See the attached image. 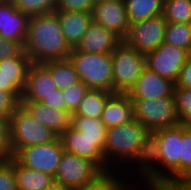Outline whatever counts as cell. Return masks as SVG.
<instances>
[{
	"label": "cell",
	"mask_w": 191,
	"mask_h": 190,
	"mask_svg": "<svg viewBox=\"0 0 191 190\" xmlns=\"http://www.w3.org/2000/svg\"><path fill=\"white\" fill-rule=\"evenodd\" d=\"M190 55L185 49L163 42L156 50L145 55L146 67L176 83L181 69Z\"/></svg>",
	"instance_id": "8fae6325"
},
{
	"label": "cell",
	"mask_w": 191,
	"mask_h": 190,
	"mask_svg": "<svg viewBox=\"0 0 191 190\" xmlns=\"http://www.w3.org/2000/svg\"><path fill=\"white\" fill-rule=\"evenodd\" d=\"M166 25L163 14L132 23L123 42L140 54L146 55L164 42Z\"/></svg>",
	"instance_id": "ba28073f"
},
{
	"label": "cell",
	"mask_w": 191,
	"mask_h": 190,
	"mask_svg": "<svg viewBox=\"0 0 191 190\" xmlns=\"http://www.w3.org/2000/svg\"><path fill=\"white\" fill-rule=\"evenodd\" d=\"M175 190H191V171L174 187Z\"/></svg>",
	"instance_id": "b9f144b4"
},
{
	"label": "cell",
	"mask_w": 191,
	"mask_h": 190,
	"mask_svg": "<svg viewBox=\"0 0 191 190\" xmlns=\"http://www.w3.org/2000/svg\"><path fill=\"white\" fill-rule=\"evenodd\" d=\"M123 41L113 32L92 22L82 39L73 49L84 53H111Z\"/></svg>",
	"instance_id": "ac0fdd59"
},
{
	"label": "cell",
	"mask_w": 191,
	"mask_h": 190,
	"mask_svg": "<svg viewBox=\"0 0 191 190\" xmlns=\"http://www.w3.org/2000/svg\"><path fill=\"white\" fill-rule=\"evenodd\" d=\"M57 89L49 71L42 64L32 63L27 71L21 102H41Z\"/></svg>",
	"instance_id": "e0dca14e"
},
{
	"label": "cell",
	"mask_w": 191,
	"mask_h": 190,
	"mask_svg": "<svg viewBox=\"0 0 191 190\" xmlns=\"http://www.w3.org/2000/svg\"><path fill=\"white\" fill-rule=\"evenodd\" d=\"M166 190H175L174 188H167Z\"/></svg>",
	"instance_id": "ee69618b"
},
{
	"label": "cell",
	"mask_w": 191,
	"mask_h": 190,
	"mask_svg": "<svg viewBox=\"0 0 191 190\" xmlns=\"http://www.w3.org/2000/svg\"><path fill=\"white\" fill-rule=\"evenodd\" d=\"M22 13L30 16L50 14L55 11L56 0H11Z\"/></svg>",
	"instance_id": "4dcf8cb0"
},
{
	"label": "cell",
	"mask_w": 191,
	"mask_h": 190,
	"mask_svg": "<svg viewBox=\"0 0 191 190\" xmlns=\"http://www.w3.org/2000/svg\"><path fill=\"white\" fill-rule=\"evenodd\" d=\"M68 59L78 73L79 79L89 89L113 92L111 53L92 54L72 49Z\"/></svg>",
	"instance_id": "277c9868"
},
{
	"label": "cell",
	"mask_w": 191,
	"mask_h": 190,
	"mask_svg": "<svg viewBox=\"0 0 191 190\" xmlns=\"http://www.w3.org/2000/svg\"><path fill=\"white\" fill-rule=\"evenodd\" d=\"M150 135L136 119L107 129L104 146L107 171L141 173L150 152Z\"/></svg>",
	"instance_id": "6da1fadb"
},
{
	"label": "cell",
	"mask_w": 191,
	"mask_h": 190,
	"mask_svg": "<svg viewBox=\"0 0 191 190\" xmlns=\"http://www.w3.org/2000/svg\"><path fill=\"white\" fill-rule=\"evenodd\" d=\"M102 171L90 160L64 151L57 167L54 182L76 189L93 181Z\"/></svg>",
	"instance_id": "30bf717a"
},
{
	"label": "cell",
	"mask_w": 191,
	"mask_h": 190,
	"mask_svg": "<svg viewBox=\"0 0 191 190\" xmlns=\"http://www.w3.org/2000/svg\"><path fill=\"white\" fill-rule=\"evenodd\" d=\"M88 90L87 85L81 80L68 89L63 90L62 94L65 100L66 111L71 115L74 114Z\"/></svg>",
	"instance_id": "1f68e13d"
},
{
	"label": "cell",
	"mask_w": 191,
	"mask_h": 190,
	"mask_svg": "<svg viewBox=\"0 0 191 190\" xmlns=\"http://www.w3.org/2000/svg\"><path fill=\"white\" fill-rule=\"evenodd\" d=\"M133 119L139 121L150 132L179 125L175 98L131 100Z\"/></svg>",
	"instance_id": "52a82bcc"
},
{
	"label": "cell",
	"mask_w": 191,
	"mask_h": 190,
	"mask_svg": "<svg viewBox=\"0 0 191 190\" xmlns=\"http://www.w3.org/2000/svg\"><path fill=\"white\" fill-rule=\"evenodd\" d=\"M13 157L10 140V118L0 116V159L9 160Z\"/></svg>",
	"instance_id": "e575fe53"
},
{
	"label": "cell",
	"mask_w": 191,
	"mask_h": 190,
	"mask_svg": "<svg viewBox=\"0 0 191 190\" xmlns=\"http://www.w3.org/2000/svg\"><path fill=\"white\" fill-rule=\"evenodd\" d=\"M16 56H28L24 52V46L20 42L2 39L0 37V61Z\"/></svg>",
	"instance_id": "f35d334b"
},
{
	"label": "cell",
	"mask_w": 191,
	"mask_h": 190,
	"mask_svg": "<svg viewBox=\"0 0 191 190\" xmlns=\"http://www.w3.org/2000/svg\"><path fill=\"white\" fill-rule=\"evenodd\" d=\"M91 17L93 22L113 32L122 41L125 39L130 23L124 1L96 0Z\"/></svg>",
	"instance_id": "4fadbf2b"
},
{
	"label": "cell",
	"mask_w": 191,
	"mask_h": 190,
	"mask_svg": "<svg viewBox=\"0 0 191 190\" xmlns=\"http://www.w3.org/2000/svg\"><path fill=\"white\" fill-rule=\"evenodd\" d=\"M164 43L185 49L191 54V23L167 22Z\"/></svg>",
	"instance_id": "4316f807"
},
{
	"label": "cell",
	"mask_w": 191,
	"mask_h": 190,
	"mask_svg": "<svg viewBox=\"0 0 191 190\" xmlns=\"http://www.w3.org/2000/svg\"><path fill=\"white\" fill-rule=\"evenodd\" d=\"M175 83L163 78L147 67L141 73L136 84L127 92L130 100L157 99L174 97Z\"/></svg>",
	"instance_id": "5bb4252c"
},
{
	"label": "cell",
	"mask_w": 191,
	"mask_h": 190,
	"mask_svg": "<svg viewBox=\"0 0 191 190\" xmlns=\"http://www.w3.org/2000/svg\"><path fill=\"white\" fill-rule=\"evenodd\" d=\"M130 24L163 14L164 0H124Z\"/></svg>",
	"instance_id": "603a6c76"
},
{
	"label": "cell",
	"mask_w": 191,
	"mask_h": 190,
	"mask_svg": "<svg viewBox=\"0 0 191 190\" xmlns=\"http://www.w3.org/2000/svg\"><path fill=\"white\" fill-rule=\"evenodd\" d=\"M175 86H181L187 89H191V55L188 57L185 65L181 69L178 80Z\"/></svg>",
	"instance_id": "60d3db41"
},
{
	"label": "cell",
	"mask_w": 191,
	"mask_h": 190,
	"mask_svg": "<svg viewBox=\"0 0 191 190\" xmlns=\"http://www.w3.org/2000/svg\"><path fill=\"white\" fill-rule=\"evenodd\" d=\"M21 105L38 123L51 129L58 137L71 126L68 111L46 106L41 102H21Z\"/></svg>",
	"instance_id": "d6986e66"
},
{
	"label": "cell",
	"mask_w": 191,
	"mask_h": 190,
	"mask_svg": "<svg viewBox=\"0 0 191 190\" xmlns=\"http://www.w3.org/2000/svg\"><path fill=\"white\" fill-rule=\"evenodd\" d=\"M96 0H56L55 11L91 13Z\"/></svg>",
	"instance_id": "d590c367"
},
{
	"label": "cell",
	"mask_w": 191,
	"mask_h": 190,
	"mask_svg": "<svg viewBox=\"0 0 191 190\" xmlns=\"http://www.w3.org/2000/svg\"><path fill=\"white\" fill-rule=\"evenodd\" d=\"M22 94H11L0 90V116L10 118V116L21 105Z\"/></svg>",
	"instance_id": "8d00e7d4"
},
{
	"label": "cell",
	"mask_w": 191,
	"mask_h": 190,
	"mask_svg": "<svg viewBox=\"0 0 191 190\" xmlns=\"http://www.w3.org/2000/svg\"><path fill=\"white\" fill-rule=\"evenodd\" d=\"M7 161L14 168L17 190H44L54 182L52 176L22 166L14 157Z\"/></svg>",
	"instance_id": "7402d4cb"
},
{
	"label": "cell",
	"mask_w": 191,
	"mask_h": 190,
	"mask_svg": "<svg viewBox=\"0 0 191 190\" xmlns=\"http://www.w3.org/2000/svg\"><path fill=\"white\" fill-rule=\"evenodd\" d=\"M133 120V105L127 93H113L107 100L101 121L107 129Z\"/></svg>",
	"instance_id": "ffe728a7"
},
{
	"label": "cell",
	"mask_w": 191,
	"mask_h": 190,
	"mask_svg": "<svg viewBox=\"0 0 191 190\" xmlns=\"http://www.w3.org/2000/svg\"><path fill=\"white\" fill-rule=\"evenodd\" d=\"M32 64L29 56H16L0 61V90L11 94H22L27 71Z\"/></svg>",
	"instance_id": "2e32d148"
},
{
	"label": "cell",
	"mask_w": 191,
	"mask_h": 190,
	"mask_svg": "<svg viewBox=\"0 0 191 190\" xmlns=\"http://www.w3.org/2000/svg\"><path fill=\"white\" fill-rule=\"evenodd\" d=\"M0 190H17L14 168L7 160L0 162Z\"/></svg>",
	"instance_id": "74e56055"
},
{
	"label": "cell",
	"mask_w": 191,
	"mask_h": 190,
	"mask_svg": "<svg viewBox=\"0 0 191 190\" xmlns=\"http://www.w3.org/2000/svg\"><path fill=\"white\" fill-rule=\"evenodd\" d=\"M57 138L58 136L51 129L33 119L22 105L10 116V140L13 156L24 147L45 144Z\"/></svg>",
	"instance_id": "5b68a950"
},
{
	"label": "cell",
	"mask_w": 191,
	"mask_h": 190,
	"mask_svg": "<svg viewBox=\"0 0 191 190\" xmlns=\"http://www.w3.org/2000/svg\"><path fill=\"white\" fill-rule=\"evenodd\" d=\"M59 137L64 151L92 161L102 172L107 171L104 157L106 138H89L72 126Z\"/></svg>",
	"instance_id": "7c38bea8"
},
{
	"label": "cell",
	"mask_w": 191,
	"mask_h": 190,
	"mask_svg": "<svg viewBox=\"0 0 191 190\" xmlns=\"http://www.w3.org/2000/svg\"><path fill=\"white\" fill-rule=\"evenodd\" d=\"M42 65L49 71L54 83L61 91L80 81L78 73L69 59L48 61Z\"/></svg>",
	"instance_id": "d4e9b609"
},
{
	"label": "cell",
	"mask_w": 191,
	"mask_h": 190,
	"mask_svg": "<svg viewBox=\"0 0 191 190\" xmlns=\"http://www.w3.org/2000/svg\"><path fill=\"white\" fill-rule=\"evenodd\" d=\"M41 103L48 107L66 111L65 100L62 91L57 89L55 93L45 97Z\"/></svg>",
	"instance_id": "ab89813d"
},
{
	"label": "cell",
	"mask_w": 191,
	"mask_h": 190,
	"mask_svg": "<svg viewBox=\"0 0 191 190\" xmlns=\"http://www.w3.org/2000/svg\"><path fill=\"white\" fill-rule=\"evenodd\" d=\"M29 16L18 10L11 0H0V37L25 44Z\"/></svg>",
	"instance_id": "9a60e30c"
},
{
	"label": "cell",
	"mask_w": 191,
	"mask_h": 190,
	"mask_svg": "<svg viewBox=\"0 0 191 190\" xmlns=\"http://www.w3.org/2000/svg\"><path fill=\"white\" fill-rule=\"evenodd\" d=\"M159 179L141 173H122L115 181L113 190H166Z\"/></svg>",
	"instance_id": "484cf974"
},
{
	"label": "cell",
	"mask_w": 191,
	"mask_h": 190,
	"mask_svg": "<svg viewBox=\"0 0 191 190\" xmlns=\"http://www.w3.org/2000/svg\"><path fill=\"white\" fill-rule=\"evenodd\" d=\"M163 16L169 23H191V0H164Z\"/></svg>",
	"instance_id": "83f0119b"
},
{
	"label": "cell",
	"mask_w": 191,
	"mask_h": 190,
	"mask_svg": "<svg viewBox=\"0 0 191 190\" xmlns=\"http://www.w3.org/2000/svg\"><path fill=\"white\" fill-rule=\"evenodd\" d=\"M58 15L62 32L68 43L75 47L93 22L91 13L54 11Z\"/></svg>",
	"instance_id": "44dd1931"
},
{
	"label": "cell",
	"mask_w": 191,
	"mask_h": 190,
	"mask_svg": "<svg viewBox=\"0 0 191 190\" xmlns=\"http://www.w3.org/2000/svg\"><path fill=\"white\" fill-rule=\"evenodd\" d=\"M114 93H127L146 68L145 55L122 42L111 52Z\"/></svg>",
	"instance_id": "8992f818"
},
{
	"label": "cell",
	"mask_w": 191,
	"mask_h": 190,
	"mask_svg": "<svg viewBox=\"0 0 191 190\" xmlns=\"http://www.w3.org/2000/svg\"><path fill=\"white\" fill-rule=\"evenodd\" d=\"M71 126L89 138H106L107 135V128L101 121V118L72 116Z\"/></svg>",
	"instance_id": "f1b7e54d"
},
{
	"label": "cell",
	"mask_w": 191,
	"mask_h": 190,
	"mask_svg": "<svg viewBox=\"0 0 191 190\" xmlns=\"http://www.w3.org/2000/svg\"><path fill=\"white\" fill-rule=\"evenodd\" d=\"M44 190H73V189L64 187L62 184L53 182L49 187H47Z\"/></svg>",
	"instance_id": "7bdbcfd3"
},
{
	"label": "cell",
	"mask_w": 191,
	"mask_h": 190,
	"mask_svg": "<svg viewBox=\"0 0 191 190\" xmlns=\"http://www.w3.org/2000/svg\"><path fill=\"white\" fill-rule=\"evenodd\" d=\"M173 95L179 124L191 126V89L175 86Z\"/></svg>",
	"instance_id": "f546056e"
},
{
	"label": "cell",
	"mask_w": 191,
	"mask_h": 190,
	"mask_svg": "<svg viewBox=\"0 0 191 190\" xmlns=\"http://www.w3.org/2000/svg\"><path fill=\"white\" fill-rule=\"evenodd\" d=\"M181 143L180 124L151 132L150 152L141 174L174 188L181 181Z\"/></svg>",
	"instance_id": "7a4b0ae2"
},
{
	"label": "cell",
	"mask_w": 191,
	"mask_h": 190,
	"mask_svg": "<svg viewBox=\"0 0 191 190\" xmlns=\"http://www.w3.org/2000/svg\"><path fill=\"white\" fill-rule=\"evenodd\" d=\"M113 93L107 90L89 89L72 116L101 118L104 106Z\"/></svg>",
	"instance_id": "cb8c5ba5"
},
{
	"label": "cell",
	"mask_w": 191,
	"mask_h": 190,
	"mask_svg": "<svg viewBox=\"0 0 191 190\" xmlns=\"http://www.w3.org/2000/svg\"><path fill=\"white\" fill-rule=\"evenodd\" d=\"M63 153V143L58 137L52 142L24 147L13 157L22 166L43 172L54 178Z\"/></svg>",
	"instance_id": "9c48e42d"
},
{
	"label": "cell",
	"mask_w": 191,
	"mask_h": 190,
	"mask_svg": "<svg viewBox=\"0 0 191 190\" xmlns=\"http://www.w3.org/2000/svg\"><path fill=\"white\" fill-rule=\"evenodd\" d=\"M72 49L55 12L29 17L24 52L33 64L66 60Z\"/></svg>",
	"instance_id": "3957f363"
},
{
	"label": "cell",
	"mask_w": 191,
	"mask_h": 190,
	"mask_svg": "<svg viewBox=\"0 0 191 190\" xmlns=\"http://www.w3.org/2000/svg\"><path fill=\"white\" fill-rule=\"evenodd\" d=\"M121 174L122 172L116 170L104 171L93 181L73 190H113L115 181Z\"/></svg>",
	"instance_id": "d6a6232c"
},
{
	"label": "cell",
	"mask_w": 191,
	"mask_h": 190,
	"mask_svg": "<svg viewBox=\"0 0 191 190\" xmlns=\"http://www.w3.org/2000/svg\"><path fill=\"white\" fill-rule=\"evenodd\" d=\"M191 171V126L182 125L181 180Z\"/></svg>",
	"instance_id": "836d02e7"
}]
</instances>
